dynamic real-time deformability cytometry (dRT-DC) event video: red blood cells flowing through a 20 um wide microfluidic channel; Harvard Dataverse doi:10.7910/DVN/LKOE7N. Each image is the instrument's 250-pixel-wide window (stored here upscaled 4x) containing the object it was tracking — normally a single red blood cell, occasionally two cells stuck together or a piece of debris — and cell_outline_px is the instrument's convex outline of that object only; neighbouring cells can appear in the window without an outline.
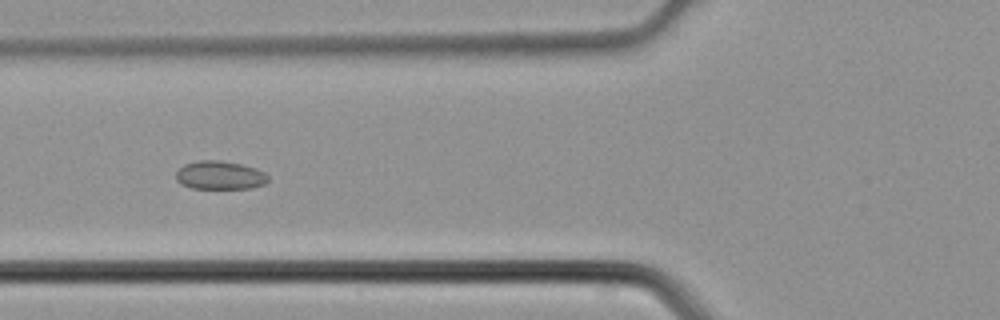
{"species": "common noctule bat (a hibernating species)", "species_latin": "Nyctalus noctula", "temperature_condition": "cold", "stored_images_in_passage": 4, "camera_frame_rate_fps": 3000, "um_per_image_px": 0.085, "animal": {"sex": "male", "body_mass_g": 21.5, "forearm_length_mm": 52.0}, "frame": {"image": 1, "passage_image": 4, "time_ms": 1.0, "image_size_px": [1000, 320], "cell_outline_px": [[268, 180], [264, 184], [252, 188], [192, 188], [180, 184], [176, 180], [176, 172], [184, 164], [200, 160], [216, 160], [240, 164], [264, 172], [268, 176]], "centroid_in_image_um": [18.65, 14.9], "position_along_channel_um": 107.1, "area_um2": 15.09}}